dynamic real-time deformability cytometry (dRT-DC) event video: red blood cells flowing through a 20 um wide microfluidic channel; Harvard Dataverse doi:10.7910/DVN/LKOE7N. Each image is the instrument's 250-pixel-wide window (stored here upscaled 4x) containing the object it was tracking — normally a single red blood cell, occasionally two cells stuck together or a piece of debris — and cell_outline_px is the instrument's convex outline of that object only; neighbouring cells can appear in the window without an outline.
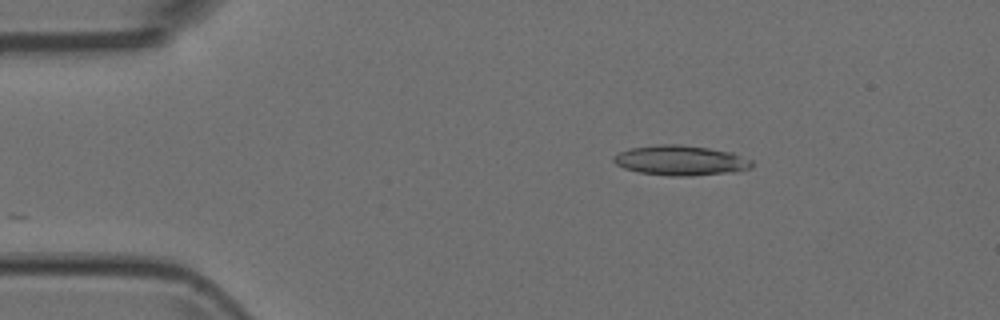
{"species": "Egyptian fruit bat (a non-hibernating species)", "species_latin": "Rousettus aegyptiacus", "temperature_condition": "room temperature", "stored_images_in_passage": 5, "camera_frame_rate_fps": 3000, "um_per_image_px": 0.085, "animal": {"sex": "female"}, "frame": {"image": 1, "passage_image": 2, "time_ms": 0.333, "image_size_px": [1000, 320], "cell_outline_px": [[752, 168], [736, 172], [692, 176], [672, 176], [640, 172], [624, 168], [616, 164], [612, 160], [612, 156], [628, 148], [656, 144], [680, 144], [708, 148], [732, 152], [752, 160]], "centroid_in_image_um": [57.86, 13.63], "position_along_channel_um": 27.1, "area_um2": 24.39}}